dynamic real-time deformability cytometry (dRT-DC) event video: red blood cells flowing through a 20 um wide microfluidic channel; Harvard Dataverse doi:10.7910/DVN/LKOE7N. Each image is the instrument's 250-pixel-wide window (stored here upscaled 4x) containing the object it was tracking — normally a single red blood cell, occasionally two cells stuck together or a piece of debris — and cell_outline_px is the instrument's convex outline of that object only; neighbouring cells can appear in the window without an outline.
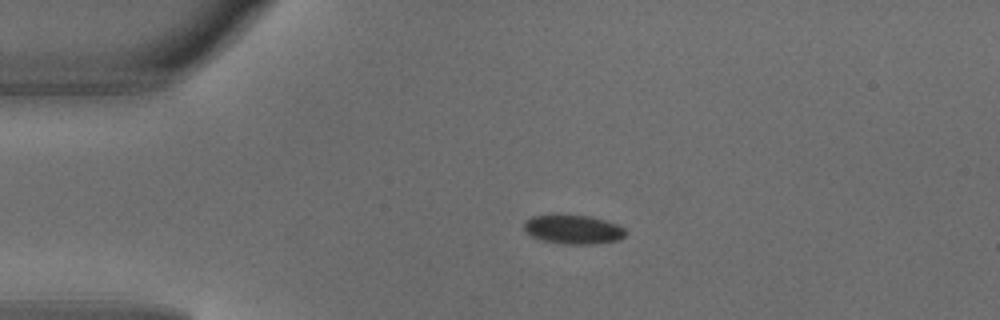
{"species": "common noctule bat (a hibernating species)", "species_latin": "Nyctalus noctula", "temperature_condition": "warm", "stored_images_in_passage": 5, "segment_of_instrument_passage": [1, 2], "camera_frame_rate_fps": 3000, "um_per_image_px": 0.085, "animal": {"sex": "male", "body_mass_g": 18.8}, "frame": {"image": 1, "passage_image": 3, "time_ms": 0.667, "image_size_px": [1000, 320], "cell_outline_px": [[624, 236], [620, 240], [592, 244], [564, 244], [544, 240], [532, 236], [524, 228], [524, 220], [532, 216], [556, 212], [560, 212], [592, 216], [616, 224], [624, 228]], "centroid_in_image_um": [48.68, 19.45], "position_along_channel_um": 36.3, "area_um2": 17.69}}